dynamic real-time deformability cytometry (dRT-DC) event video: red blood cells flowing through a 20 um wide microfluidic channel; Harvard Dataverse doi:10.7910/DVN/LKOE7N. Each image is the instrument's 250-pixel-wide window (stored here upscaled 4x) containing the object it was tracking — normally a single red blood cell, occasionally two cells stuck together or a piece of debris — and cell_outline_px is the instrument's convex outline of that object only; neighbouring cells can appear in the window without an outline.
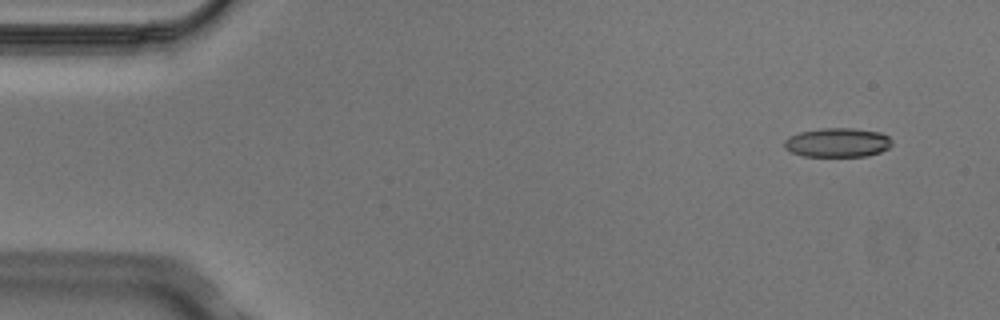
{"species": "Egyptian fruit bat (a non-hibernating species)", "species_latin": "Rousettus aegyptiacus", "temperature_condition": "cold", "stored_images_in_passage": 4, "camera_frame_rate_fps": 3000, "um_per_image_px": 0.085, "animal": {"sex": "male"}, "frame": {"image": 1, "passage_image": 1, "time_ms": 0.0, "image_size_px": [1000, 320], "cell_outline_px": [[892, 144], [888, 148], [880, 152], [868, 156], [804, 156], [792, 152], [784, 148], [784, 140], [788, 136], [800, 132], [820, 128], [852, 128], [880, 132], [888, 136], [892, 140]], "centroid_in_image_um": [71.18, 12.11], "position_along_channel_um": 13.8, "area_um2": 18.38}}
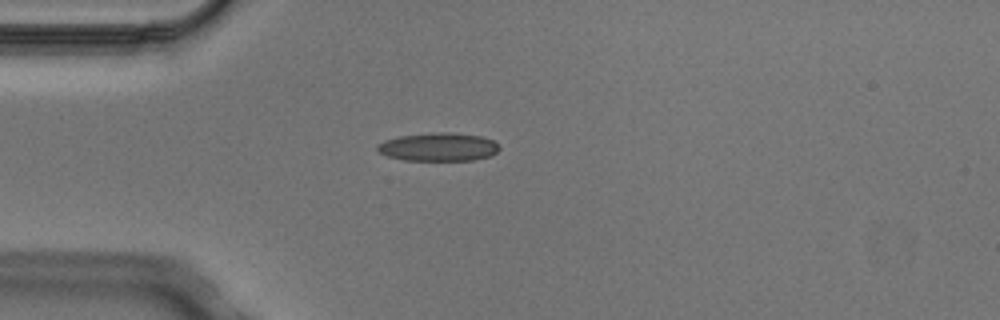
{"frame": {"image": 2, "passage_image": 3, "time_ms": 0.667, "image_size_px": [1000, 320], "cell_outline_px": [[500, 148], [492, 156], [476, 160], [404, 160], [388, 156], [376, 152], [376, 144], [384, 140], [400, 136], [432, 132], [452, 132], [484, 136], [492, 140]], "centroid_in_image_um": [37.25, 12.48], "position_along_channel_um": 47.7, "area_um2": 20.4}}